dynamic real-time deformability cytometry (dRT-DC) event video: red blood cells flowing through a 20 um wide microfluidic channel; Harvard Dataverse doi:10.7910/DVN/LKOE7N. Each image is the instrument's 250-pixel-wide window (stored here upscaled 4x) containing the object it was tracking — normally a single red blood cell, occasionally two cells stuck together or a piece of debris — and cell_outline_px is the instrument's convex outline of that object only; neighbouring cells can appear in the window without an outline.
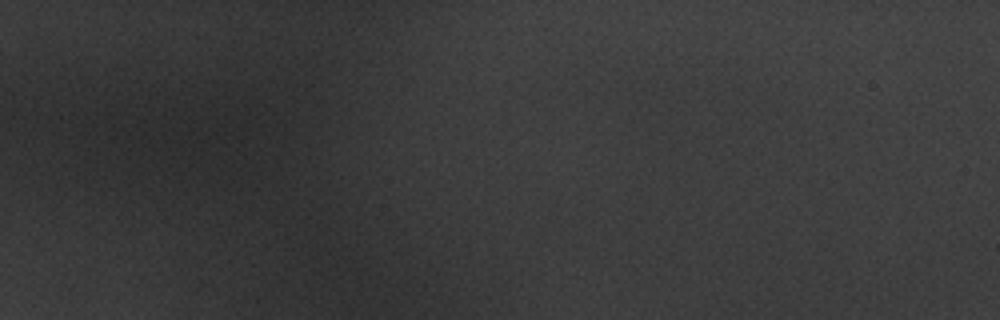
{"species": "common noctule bat (a hibernating species)", "species_latin": "Nyctalus noctula", "temperature_condition": "warm", "stored_images_in_passage": 2, "camera_frame_rate_fps": 3000, "um_per_image_px": 0.085, "animal": {"sex": "male", "body_mass_g": 20.1, "forearm_length_mm": 53.5}, "frame": {"image": 1, "passage_image": 1, "time_ms": 0.0, "image_size_px": [1000, 320], "cell_outline_px": [[292, 136], [280, 168], [260, 172], [240, 168], [204, 152], [184, 140], [184, 132], [224, 116], [240, 112], [272, 112], [284, 116], [292, 124]], "centroid_in_image_um": [20.83, 11.87], "position_along_channel_um": 64.2, "area_um2": 33.29}}